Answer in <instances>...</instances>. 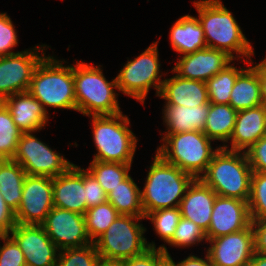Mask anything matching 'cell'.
I'll list each match as a JSON object with an SVG mask.
<instances>
[{
	"label": "cell",
	"mask_w": 266,
	"mask_h": 266,
	"mask_svg": "<svg viewBox=\"0 0 266 266\" xmlns=\"http://www.w3.org/2000/svg\"><path fill=\"white\" fill-rule=\"evenodd\" d=\"M193 5L199 15L198 20L204 31L206 46L225 51L234 60H245L244 64H249L251 56L255 54L253 46L222 1L198 0L194 1Z\"/></svg>",
	"instance_id": "obj_1"
},
{
	"label": "cell",
	"mask_w": 266,
	"mask_h": 266,
	"mask_svg": "<svg viewBox=\"0 0 266 266\" xmlns=\"http://www.w3.org/2000/svg\"><path fill=\"white\" fill-rule=\"evenodd\" d=\"M141 192L145 216L153 211L179 207L186 189L195 179L191 174L154 155Z\"/></svg>",
	"instance_id": "obj_2"
},
{
	"label": "cell",
	"mask_w": 266,
	"mask_h": 266,
	"mask_svg": "<svg viewBox=\"0 0 266 266\" xmlns=\"http://www.w3.org/2000/svg\"><path fill=\"white\" fill-rule=\"evenodd\" d=\"M101 66L79 60L73 64L76 111L85 116L122 112L118 103L119 94L114 92L118 90L116 78L112 81L106 80Z\"/></svg>",
	"instance_id": "obj_3"
},
{
	"label": "cell",
	"mask_w": 266,
	"mask_h": 266,
	"mask_svg": "<svg viewBox=\"0 0 266 266\" xmlns=\"http://www.w3.org/2000/svg\"><path fill=\"white\" fill-rule=\"evenodd\" d=\"M252 173L245 152L220 147L199 179L218 196L248 202Z\"/></svg>",
	"instance_id": "obj_4"
},
{
	"label": "cell",
	"mask_w": 266,
	"mask_h": 266,
	"mask_svg": "<svg viewBox=\"0 0 266 266\" xmlns=\"http://www.w3.org/2000/svg\"><path fill=\"white\" fill-rule=\"evenodd\" d=\"M55 57L45 56L36 67L28 91L45 107L76 111L73 65H63Z\"/></svg>",
	"instance_id": "obj_5"
},
{
	"label": "cell",
	"mask_w": 266,
	"mask_h": 266,
	"mask_svg": "<svg viewBox=\"0 0 266 266\" xmlns=\"http://www.w3.org/2000/svg\"><path fill=\"white\" fill-rule=\"evenodd\" d=\"M120 112L114 115H90L97 153L93 161L132 164L137 138L129 129L130 120Z\"/></svg>",
	"instance_id": "obj_6"
},
{
	"label": "cell",
	"mask_w": 266,
	"mask_h": 266,
	"mask_svg": "<svg viewBox=\"0 0 266 266\" xmlns=\"http://www.w3.org/2000/svg\"><path fill=\"white\" fill-rule=\"evenodd\" d=\"M161 140L163 144L157 147L156 153L195 179L206 171L214 154L221 147L213 149L212 140L201 131L164 134Z\"/></svg>",
	"instance_id": "obj_7"
},
{
	"label": "cell",
	"mask_w": 266,
	"mask_h": 266,
	"mask_svg": "<svg viewBox=\"0 0 266 266\" xmlns=\"http://www.w3.org/2000/svg\"><path fill=\"white\" fill-rule=\"evenodd\" d=\"M145 217L119 215L107 230L94 242L103 261L120 262L139 256L148 248H156L147 242L146 228L139 221Z\"/></svg>",
	"instance_id": "obj_8"
},
{
	"label": "cell",
	"mask_w": 266,
	"mask_h": 266,
	"mask_svg": "<svg viewBox=\"0 0 266 266\" xmlns=\"http://www.w3.org/2000/svg\"><path fill=\"white\" fill-rule=\"evenodd\" d=\"M158 42L152 43L133 60L128 59L127 63L119 71L120 73L116 76L118 91L136 99L142 104L145 103L151 87L155 88L156 96H158L164 81L160 79L164 74H160L161 64H159L158 59Z\"/></svg>",
	"instance_id": "obj_9"
},
{
	"label": "cell",
	"mask_w": 266,
	"mask_h": 266,
	"mask_svg": "<svg viewBox=\"0 0 266 266\" xmlns=\"http://www.w3.org/2000/svg\"><path fill=\"white\" fill-rule=\"evenodd\" d=\"M12 160L19 163L29 176L54 178L73 163L35 137L33 132L22 133Z\"/></svg>",
	"instance_id": "obj_10"
},
{
	"label": "cell",
	"mask_w": 266,
	"mask_h": 266,
	"mask_svg": "<svg viewBox=\"0 0 266 266\" xmlns=\"http://www.w3.org/2000/svg\"><path fill=\"white\" fill-rule=\"evenodd\" d=\"M46 46L37 45L15 54L0 56V101L13 94L28 91L33 73L45 57Z\"/></svg>",
	"instance_id": "obj_11"
},
{
	"label": "cell",
	"mask_w": 266,
	"mask_h": 266,
	"mask_svg": "<svg viewBox=\"0 0 266 266\" xmlns=\"http://www.w3.org/2000/svg\"><path fill=\"white\" fill-rule=\"evenodd\" d=\"M53 207V178L27 175L15 212L16 223L41 225Z\"/></svg>",
	"instance_id": "obj_12"
},
{
	"label": "cell",
	"mask_w": 266,
	"mask_h": 266,
	"mask_svg": "<svg viewBox=\"0 0 266 266\" xmlns=\"http://www.w3.org/2000/svg\"><path fill=\"white\" fill-rule=\"evenodd\" d=\"M41 225L59 250L80 248L92 243L82 214L53 207Z\"/></svg>",
	"instance_id": "obj_13"
},
{
	"label": "cell",
	"mask_w": 266,
	"mask_h": 266,
	"mask_svg": "<svg viewBox=\"0 0 266 266\" xmlns=\"http://www.w3.org/2000/svg\"><path fill=\"white\" fill-rule=\"evenodd\" d=\"M206 250L213 266H248L255 252L254 230L247 228L207 241Z\"/></svg>",
	"instance_id": "obj_14"
},
{
	"label": "cell",
	"mask_w": 266,
	"mask_h": 266,
	"mask_svg": "<svg viewBox=\"0 0 266 266\" xmlns=\"http://www.w3.org/2000/svg\"><path fill=\"white\" fill-rule=\"evenodd\" d=\"M10 234L20 246L26 266H56L60 250L42 225L16 224Z\"/></svg>",
	"instance_id": "obj_15"
},
{
	"label": "cell",
	"mask_w": 266,
	"mask_h": 266,
	"mask_svg": "<svg viewBox=\"0 0 266 266\" xmlns=\"http://www.w3.org/2000/svg\"><path fill=\"white\" fill-rule=\"evenodd\" d=\"M233 61L225 51L206 47L182 55L171 72L184 79L207 82Z\"/></svg>",
	"instance_id": "obj_16"
},
{
	"label": "cell",
	"mask_w": 266,
	"mask_h": 266,
	"mask_svg": "<svg viewBox=\"0 0 266 266\" xmlns=\"http://www.w3.org/2000/svg\"><path fill=\"white\" fill-rule=\"evenodd\" d=\"M247 201L216 196L210 226L205 233L207 241L219 236L235 233L251 224Z\"/></svg>",
	"instance_id": "obj_17"
},
{
	"label": "cell",
	"mask_w": 266,
	"mask_h": 266,
	"mask_svg": "<svg viewBox=\"0 0 266 266\" xmlns=\"http://www.w3.org/2000/svg\"><path fill=\"white\" fill-rule=\"evenodd\" d=\"M53 205L82 215L86 213L84 168L72 164L53 178Z\"/></svg>",
	"instance_id": "obj_18"
},
{
	"label": "cell",
	"mask_w": 266,
	"mask_h": 266,
	"mask_svg": "<svg viewBox=\"0 0 266 266\" xmlns=\"http://www.w3.org/2000/svg\"><path fill=\"white\" fill-rule=\"evenodd\" d=\"M9 110L15 125L22 131L39 132L49 121V113L29 91L8 96L1 101Z\"/></svg>",
	"instance_id": "obj_19"
},
{
	"label": "cell",
	"mask_w": 266,
	"mask_h": 266,
	"mask_svg": "<svg viewBox=\"0 0 266 266\" xmlns=\"http://www.w3.org/2000/svg\"><path fill=\"white\" fill-rule=\"evenodd\" d=\"M263 136H266V106L262 104L237 112L230 148L228 145L223 148L245 152Z\"/></svg>",
	"instance_id": "obj_20"
},
{
	"label": "cell",
	"mask_w": 266,
	"mask_h": 266,
	"mask_svg": "<svg viewBox=\"0 0 266 266\" xmlns=\"http://www.w3.org/2000/svg\"><path fill=\"white\" fill-rule=\"evenodd\" d=\"M216 196L217 194L199 178L194 179L180 202L181 216L193 221L206 233Z\"/></svg>",
	"instance_id": "obj_21"
},
{
	"label": "cell",
	"mask_w": 266,
	"mask_h": 266,
	"mask_svg": "<svg viewBox=\"0 0 266 266\" xmlns=\"http://www.w3.org/2000/svg\"><path fill=\"white\" fill-rule=\"evenodd\" d=\"M158 97L166 104L195 107L209 103L206 82L184 79L178 75L163 79Z\"/></svg>",
	"instance_id": "obj_22"
},
{
	"label": "cell",
	"mask_w": 266,
	"mask_h": 266,
	"mask_svg": "<svg viewBox=\"0 0 266 266\" xmlns=\"http://www.w3.org/2000/svg\"><path fill=\"white\" fill-rule=\"evenodd\" d=\"M163 122L166 125L164 134L183 133L187 131L204 132L209 103L202 106L186 107L164 104Z\"/></svg>",
	"instance_id": "obj_23"
},
{
	"label": "cell",
	"mask_w": 266,
	"mask_h": 266,
	"mask_svg": "<svg viewBox=\"0 0 266 266\" xmlns=\"http://www.w3.org/2000/svg\"><path fill=\"white\" fill-rule=\"evenodd\" d=\"M169 35L172 49L182 55L207 47L198 18L189 14L182 16L172 25Z\"/></svg>",
	"instance_id": "obj_24"
},
{
	"label": "cell",
	"mask_w": 266,
	"mask_h": 266,
	"mask_svg": "<svg viewBox=\"0 0 266 266\" xmlns=\"http://www.w3.org/2000/svg\"><path fill=\"white\" fill-rule=\"evenodd\" d=\"M250 59L246 68L236 79L232 88L229 105L237 112L255 108L263 104L260 81L257 75V64ZM253 64V67L251 66Z\"/></svg>",
	"instance_id": "obj_25"
},
{
	"label": "cell",
	"mask_w": 266,
	"mask_h": 266,
	"mask_svg": "<svg viewBox=\"0 0 266 266\" xmlns=\"http://www.w3.org/2000/svg\"><path fill=\"white\" fill-rule=\"evenodd\" d=\"M27 174L12 159L0 160V192L6 204L16 212L22 200V190Z\"/></svg>",
	"instance_id": "obj_26"
},
{
	"label": "cell",
	"mask_w": 266,
	"mask_h": 266,
	"mask_svg": "<svg viewBox=\"0 0 266 266\" xmlns=\"http://www.w3.org/2000/svg\"><path fill=\"white\" fill-rule=\"evenodd\" d=\"M236 115L237 111L229 104L209 103L203 133L214 142L221 141L223 143L221 147L227 146L235 126Z\"/></svg>",
	"instance_id": "obj_27"
},
{
	"label": "cell",
	"mask_w": 266,
	"mask_h": 266,
	"mask_svg": "<svg viewBox=\"0 0 266 266\" xmlns=\"http://www.w3.org/2000/svg\"><path fill=\"white\" fill-rule=\"evenodd\" d=\"M140 188L129 175L119 186L108 195L107 201L118 211L120 215H132L145 217Z\"/></svg>",
	"instance_id": "obj_28"
},
{
	"label": "cell",
	"mask_w": 266,
	"mask_h": 266,
	"mask_svg": "<svg viewBox=\"0 0 266 266\" xmlns=\"http://www.w3.org/2000/svg\"><path fill=\"white\" fill-rule=\"evenodd\" d=\"M245 69L244 67L237 69L236 66L230 63L209 79L206 82L209 103L229 104L236 79Z\"/></svg>",
	"instance_id": "obj_29"
},
{
	"label": "cell",
	"mask_w": 266,
	"mask_h": 266,
	"mask_svg": "<svg viewBox=\"0 0 266 266\" xmlns=\"http://www.w3.org/2000/svg\"><path fill=\"white\" fill-rule=\"evenodd\" d=\"M132 164L91 161L87 170L96 178L107 195L130 174Z\"/></svg>",
	"instance_id": "obj_30"
},
{
	"label": "cell",
	"mask_w": 266,
	"mask_h": 266,
	"mask_svg": "<svg viewBox=\"0 0 266 266\" xmlns=\"http://www.w3.org/2000/svg\"><path fill=\"white\" fill-rule=\"evenodd\" d=\"M119 215L108 201L87 209L84 218L91 242L94 243Z\"/></svg>",
	"instance_id": "obj_31"
},
{
	"label": "cell",
	"mask_w": 266,
	"mask_h": 266,
	"mask_svg": "<svg viewBox=\"0 0 266 266\" xmlns=\"http://www.w3.org/2000/svg\"><path fill=\"white\" fill-rule=\"evenodd\" d=\"M22 131L15 125L13 118L0 101V160L12 159Z\"/></svg>",
	"instance_id": "obj_32"
},
{
	"label": "cell",
	"mask_w": 266,
	"mask_h": 266,
	"mask_svg": "<svg viewBox=\"0 0 266 266\" xmlns=\"http://www.w3.org/2000/svg\"><path fill=\"white\" fill-rule=\"evenodd\" d=\"M181 217L179 207H174L150 212L145 219H150L158 237L168 243L172 239Z\"/></svg>",
	"instance_id": "obj_33"
},
{
	"label": "cell",
	"mask_w": 266,
	"mask_h": 266,
	"mask_svg": "<svg viewBox=\"0 0 266 266\" xmlns=\"http://www.w3.org/2000/svg\"><path fill=\"white\" fill-rule=\"evenodd\" d=\"M101 261L94 243L59 251L56 266H97Z\"/></svg>",
	"instance_id": "obj_34"
},
{
	"label": "cell",
	"mask_w": 266,
	"mask_h": 266,
	"mask_svg": "<svg viewBox=\"0 0 266 266\" xmlns=\"http://www.w3.org/2000/svg\"><path fill=\"white\" fill-rule=\"evenodd\" d=\"M248 205L251 220L266 219V173H252Z\"/></svg>",
	"instance_id": "obj_35"
},
{
	"label": "cell",
	"mask_w": 266,
	"mask_h": 266,
	"mask_svg": "<svg viewBox=\"0 0 266 266\" xmlns=\"http://www.w3.org/2000/svg\"><path fill=\"white\" fill-rule=\"evenodd\" d=\"M207 243L205 232L193 221L181 217L172 239L168 245L173 247H188L197 245L200 242Z\"/></svg>",
	"instance_id": "obj_36"
},
{
	"label": "cell",
	"mask_w": 266,
	"mask_h": 266,
	"mask_svg": "<svg viewBox=\"0 0 266 266\" xmlns=\"http://www.w3.org/2000/svg\"><path fill=\"white\" fill-rule=\"evenodd\" d=\"M0 266H26L24 254L16 240L10 234H4L0 238Z\"/></svg>",
	"instance_id": "obj_37"
},
{
	"label": "cell",
	"mask_w": 266,
	"mask_h": 266,
	"mask_svg": "<svg viewBox=\"0 0 266 266\" xmlns=\"http://www.w3.org/2000/svg\"><path fill=\"white\" fill-rule=\"evenodd\" d=\"M18 45L15 26L7 13H0V56L18 53L11 51Z\"/></svg>",
	"instance_id": "obj_38"
},
{
	"label": "cell",
	"mask_w": 266,
	"mask_h": 266,
	"mask_svg": "<svg viewBox=\"0 0 266 266\" xmlns=\"http://www.w3.org/2000/svg\"><path fill=\"white\" fill-rule=\"evenodd\" d=\"M167 247L148 248L143 254L120 261L121 266H159L168 256Z\"/></svg>",
	"instance_id": "obj_39"
},
{
	"label": "cell",
	"mask_w": 266,
	"mask_h": 266,
	"mask_svg": "<svg viewBox=\"0 0 266 266\" xmlns=\"http://www.w3.org/2000/svg\"><path fill=\"white\" fill-rule=\"evenodd\" d=\"M84 189L87 209L107 201V193L87 169H84Z\"/></svg>",
	"instance_id": "obj_40"
},
{
	"label": "cell",
	"mask_w": 266,
	"mask_h": 266,
	"mask_svg": "<svg viewBox=\"0 0 266 266\" xmlns=\"http://www.w3.org/2000/svg\"><path fill=\"white\" fill-rule=\"evenodd\" d=\"M245 153L253 172L266 173V136L260 138Z\"/></svg>",
	"instance_id": "obj_41"
},
{
	"label": "cell",
	"mask_w": 266,
	"mask_h": 266,
	"mask_svg": "<svg viewBox=\"0 0 266 266\" xmlns=\"http://www.w3.org/2000/svg\"><path fill=\"white\" fill-rule=\"evenodd\" d=\"M16 224L15 212L6 204L0 192V234H10Z\"/></svg>",
	"instance_id": "obj_42"
},
{
	"label": "cell",
	"mask_w": 266,
	"mask_h": 266,
	"mask_svg": "<svg viewBox=\"0 0 266 266\" xmlns=\"http://www.w3.org/2000/svg\"><path fill=\"white\" fill-rule=\"evenodd\" d=\"M251 221L254 230L255 252L266 254V219Z\"/></svg>",
	"instance_id": "obj_43"
},
{
	"label": "cell",
	"mask_w": 266,
	"mask_h": 266,
	"mask_svg": "<svg viewBox=\"0 0 266 266\" xmlns=\"http://www.w3.org/2000/svg\"><path fill=\"white\" fill-rule=\"evenodd\" d=\"M167 256L175 264V266H213L207 252L204 259L190 254L178 263H175L170 254Z\"/></svg>",
	"instance_id": "obj_44"
},
{
	"label": "cell",
	"mask_w": 266,
	"mask_h": 266,
	"mask_svg": "<svg viewBox=\"0 0 266 266\" xmlns=\"http://www.w3.org/2000/svg\"><path fill=\"white\" fill-rule=\"evenodd\" d=\"M257 75L260 81V91L263 105L266 106V62L257 63Z\"/></svg>",
	"instance_id": "obj_45"
},
{
	"label": "cell",
	"mask_w": 266,
	"mask_h": 266,
	"mask_svg": "<svg viewBox=\"0 0 266 266\" xmlns=\"http://www.w3.org/2000/svg\"><path fill=\"white\" fill-rule=\"evenodd\" d=\"M248 266H266V254L254 252Z\"/></svg>",
	"instance_id": "obj_46"
},
{
	"label": "cell",
	"mask_w": 266,
	"mask_h": 266,
	"mask_svg": "<svg viewBox=\"0 0 266 266\" xmlns=\"http://www.w3.org/2000/svg\"><path fill=\"white\" fill-rule=\"evenodd\" d=\"M97 266H121L120 262L103 261L101 260Z\"/></svg>",
	"instance_id": "obj_47"
},
{
	"label": "cell",
	"mask_w": 266,
	"mask_h": 266,
	"mask_svg": "<svg viewBox=\"0 0 266 266\" xmlns=\"http://www.w3.org/2000/svg\"><path fill=\"white\" fill-rule=\"evenodd\" d=\"M159 266H175V264L167 257Z\"/></svg>",
	"instance_id": "obj_48"
}]
</instances>
